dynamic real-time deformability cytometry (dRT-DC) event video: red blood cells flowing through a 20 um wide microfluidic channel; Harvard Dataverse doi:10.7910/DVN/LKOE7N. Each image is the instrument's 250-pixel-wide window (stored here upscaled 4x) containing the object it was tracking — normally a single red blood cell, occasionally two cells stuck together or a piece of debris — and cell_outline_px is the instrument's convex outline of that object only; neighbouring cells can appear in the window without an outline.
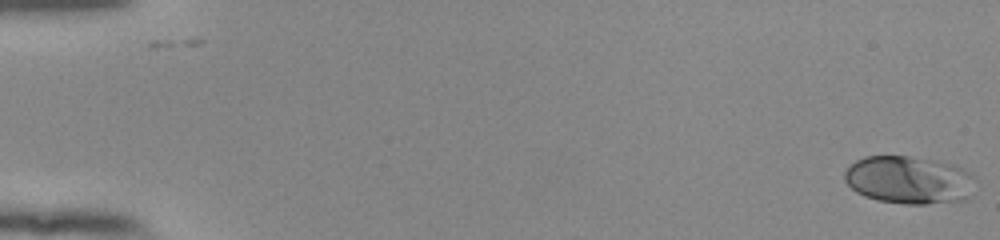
{"species": "human", "species_latin": "Homo sapiens", "temperature_condition": "room temperature", "stored_images_in_passage": 55, "camera_frame_rate_fps": 3000, "um_per_image_px": 0.085, "donor": {"sex": "female"}, "frame": {"image": 1, "passage_image": 1, "time_ms": 0.0, "image_size_px": [1000, 240], "cell_outline_px": [[980, 184], [968, 200], [924, 204], [904, 204], [880, 200], [864, 196], [856, 192], [844, 180], [844, 172], [856, 160], [864, 156], [908, 156], [940, 160], [964, 168], [976, 176]], "centroid_in_image_um": [77.38, 15.3], "position_along_channel_um": 7.6, "area_um2": 37.4}}
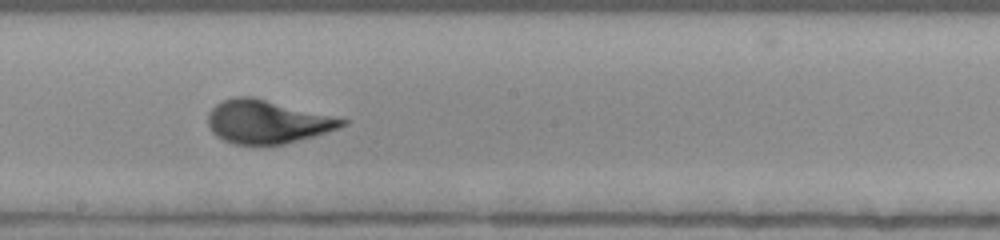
{"frame": {"image": 2, "passage_image": 32, "time_ms": 10.333, "image_size_px": [1000, 240], "cell_outline_px": [[348, 124], [312, 136], [284, 144], [232, 144], [216, 136], [212, 132], [208, 124], [208, 112], [216, 104], [232, 96], [252, 96], [348, 120]], "centroid_in_image_um": [22.65, 10.34], "position_along_channel_um": 225.6, "area_um2": 33.41}}
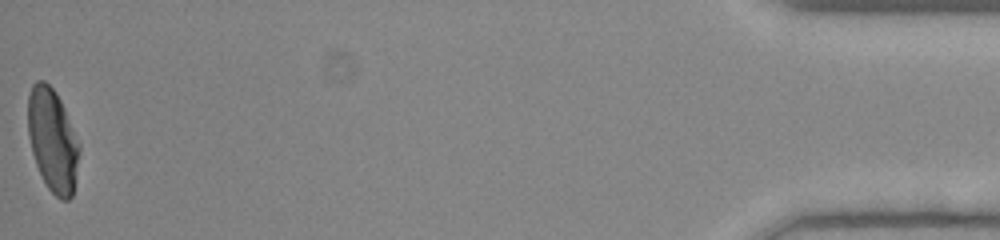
{"frame": {"image": 3, "passage_image": 55, "time_ms": 18.0, "image_size_px": [1000, 240], "cell_outline_px": [[80, 152], [72, 196], [68, 200], [60, 200], [48, 188], [36, 164], [32, 152], [28, 136], [28, 96], [32, 84], [36, 80], [44, 80], [56, 92], [64, 108], [80, 144]], "centroid_in_image_um": [4.47, 11.9], "position_along_channel_um": 430.7, "area_um2": 30.75}, "authors_computed_cell_mechanics": {"area_um2": 33.4084, "velocity_mm_per_s": 3.8398, "shape_relaxation_time_tau1_ms": 3.8887, "shape_relaxation_time_tau2_ms": null, "deformation_change_tau1": 0.1767, "deformation_change_tau2": null}}